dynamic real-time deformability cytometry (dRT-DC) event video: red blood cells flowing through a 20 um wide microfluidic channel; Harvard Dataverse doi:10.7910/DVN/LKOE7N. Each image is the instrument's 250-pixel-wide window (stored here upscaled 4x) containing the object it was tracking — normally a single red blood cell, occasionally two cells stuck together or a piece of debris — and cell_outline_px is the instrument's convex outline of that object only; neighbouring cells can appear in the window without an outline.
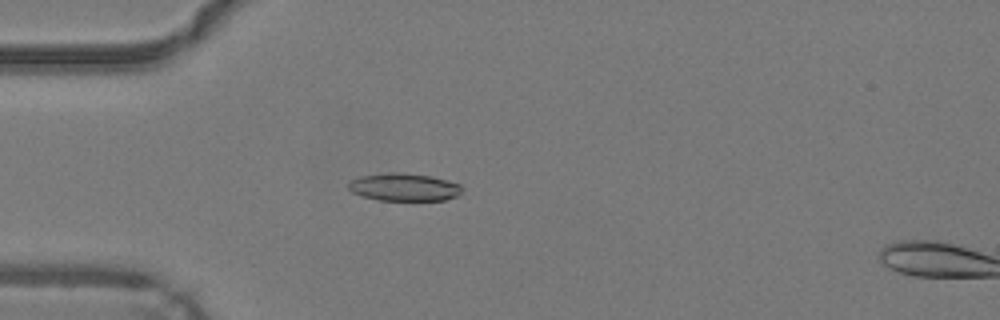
{"species": "common noctule bat (a hibernating species)", "species_latin": "Nyctalus noctula", "temperature_condition": "warm", "stored_images_in_passage": 16, "camera_frame_rate_fps": 3000, "um_per_image_px": 0.085, "animal": {"sex": "male", "body_mass_g": 19.2, "forearm_length_mm": 51.8}, "frame": {"image": 1, "passage_image": 14, "time_ms": 4.333, "image_size_px": [1000, 320], "cell_outline_px": [[460, 196], [444, 200], [380, 200], [360, 196], [352, 192], [348, 188], [348, 180], [360, 176], [388, 172], [400, 172], [432, 176], [460, 184]], "centroid_in_image_um": [34.3, 15.9], "position_along_channel_um": 50.7, "area_um2": 18.5}}